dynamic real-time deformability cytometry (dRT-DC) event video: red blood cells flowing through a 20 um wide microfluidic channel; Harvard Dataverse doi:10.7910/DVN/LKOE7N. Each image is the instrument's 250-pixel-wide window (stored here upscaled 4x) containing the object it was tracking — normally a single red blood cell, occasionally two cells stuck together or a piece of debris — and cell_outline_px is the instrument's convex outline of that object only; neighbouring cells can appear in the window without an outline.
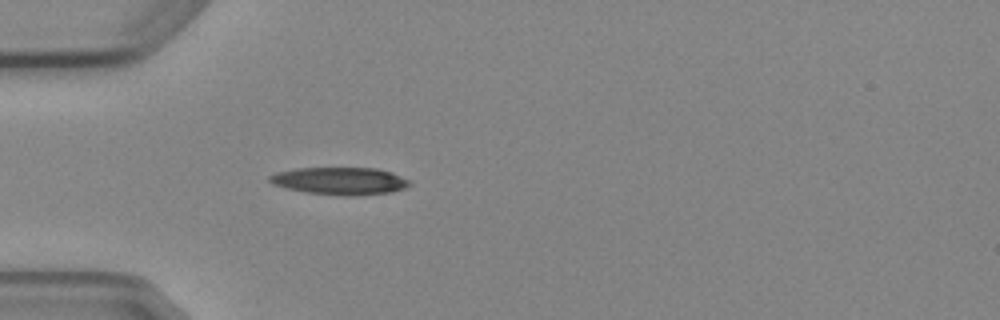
{"species": "Egyptian fruit bat (a non-hibernating species)", "species_latin": "Rousettus aegyptiacus", "temperature_condition": "cold", "stored_images_in_passage": 4, "camera_frame_rate_fps": 3000, "um_per_image_px": 0.085, "animal": {"sex": "female"}, "frame": {"image": 1, "passage_image": 4, "time_ms": 4.333, "image_size_px": [1000, 320], "cell_outline_px": [[412, 184], [404, 188], [392, 192], [356, 196], [344, 196], [304, 192], [284, 188], [272, 184], [268, 180], [268, 176], [276, 172], [296, 168], [376, 168], [392, 172], [412, 180]], "centroid_in_image_um": [28.91, 15.38], "position_along_channel_um": 56.1, "area_um2": 22.77}}